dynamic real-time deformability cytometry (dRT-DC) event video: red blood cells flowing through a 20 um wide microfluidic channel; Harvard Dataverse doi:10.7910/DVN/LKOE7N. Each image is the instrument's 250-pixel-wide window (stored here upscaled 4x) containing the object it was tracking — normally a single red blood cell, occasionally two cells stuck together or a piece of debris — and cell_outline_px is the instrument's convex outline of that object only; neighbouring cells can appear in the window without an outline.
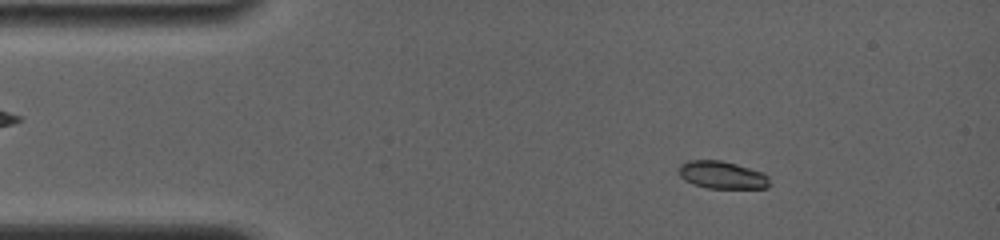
{"species": "common noctule bat (a hibernating species)", "species_latin": "Nyctalus noctula", "temperature_condition": "room temperature", "stored_images_in_passage": 50, "camera_frame_rate_fps": 4000, "um_per_image_px": 0.085, "animal": {"sex": "female", "body_mass_g": 19.0, "forearm_length_mm": 56.7}, "frame": {"image": 1, "passage_image": 5, "time_ms": 0.75, "image_size_px": [1000, 240], "cell_outline_px": [[772, 184], [768, 188], [708, 188], [692, 184], [684, 180], [680, 176], [680, 164], [688, 160], [720, 160], [736, 164], [764, 172], [768, 176]], "centroid_in_image_um": [61.42, 14.88], "position_along_channel_um": 23.6, "area_um2": 14.74}}
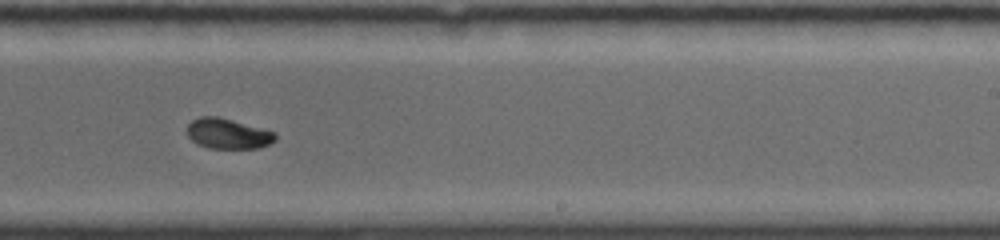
{"frame": {"image": 2, "passage_image": 30, "time_ms": 8.75, "image_size_px": [1000, 240], "cell_outline_px": [[276, 140], [268, 144], [256, 148], [208, 148], [196, 144], [188, 136], [188, 124], [192, 120], [200, 116], [216, 116], [232, 120], [276, 132]], "centroid_in_image_um": [19.36, 11.36], "position_along_channel_um": 269.6, "area_um2": 15.49}}
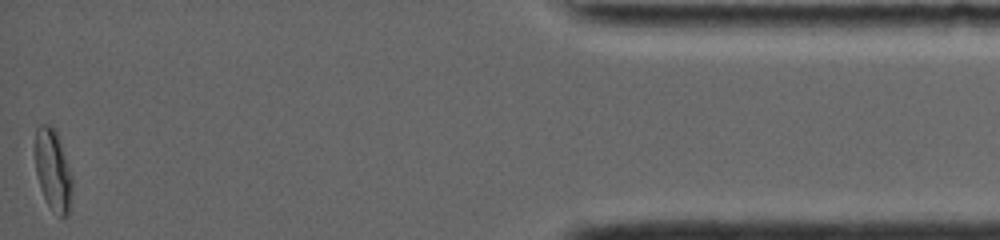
{"frame": {"image": 3, "passage_image": 50, "time_ms": 14.75, "image_size_px": [1000, 240], "cell_outline_px": [[72, 204], [68, 212], [64, 216], [60, 216], [48, 204], [40, 188], [36, 172], [36, 128], [40, 124], [48, 124], [56, 128], [72, 176]], "centroid_in_image_um": [4.53, 14.43], "position_along_channel_um": 430.7, "area_um2": 17.51}, "authors_computed_cell_mechanics": {"area_um2": 16.0106, "velocity_mm_per_s": 3.83, "shape_relaxation_time_tau1_ms": 3.2057, "shape_relaxation_time_tau2_ms": 4.9524, "deformation_change_tau1": 0.1313, "deformation_change_tau2": 0.0635}}